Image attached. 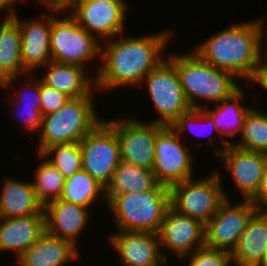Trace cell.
<instances>
[{
  "label": "cell",
  "mask_w": 267,
  "mask_h": 266,
  "mask_svg": "<svg viewBox=\"0 0 267 266\" xmlns=\"http://www.w3.org/2000/svg\"><path fill=\"white\" fill-rule=\"evenodd\" d=\"M157 183L152 170L121 161L105 187V200L108 202L114 196L123 193L146 192Z\"/></svg>",
  "instance_id": "obj_26"
},
{
  "label": "cell",
  "mask_w": 267,
  "mask_h": 266,
  "mask_svg": "<svg viewBox=\"0 0 267 266\" xmlns=\"http://www.w3.org/2000/svg\"><path fill=\"white\" fill-rule=\"evenodd\" d=\"M158 235L161 252L168 262L170 252L178 261L205 246V225L197 219L179 213L171 206L165 212Z\"/></svg>",
  "instance_id": "obj_14"
},
{
  "label": "cell",
  "mask_w": 267,
  "mask_h": 266,
  "mask_svg": "<svg viewBox=\"0 0 267 266\" xmlns=\"http://www.w3.org/2000/svg\"><path fill=\"white\" fill-rule=\"evenodd\" d=\"M100 46L101 43L78 24L61 1H52L50 34L52 61L86 68L90 61L100 59Z\"/></svg>",
  "instance_id": "obj_6"
},
{
  "label": "cell",
  "mask_w": 267,
  "mask_h": 266,
  "mask_svg": "<svg viewBox=\"0 0 267 266\" xmlns=\"http://www.w3.org/2000/svg\"><path fill=\"white\" fill-rule=\"evenodd\" d=\"M192 178L169 188L170 206L179 213L201 221L204 225L215 215L220 204L230 196L223 187L220 171Z\"/></svg>",
  "instance_id": "obj_7"
},
{
  "label": "cell",
  "mask_w": 267,
  "mask_h": 266,
  "mask_svg": "<svg viewBox=\"0 0 267 266\" xmlns=\"http://www.w3.org/2000/svg\"><path fill=\"white\" fill-rule=\"evenodd\" d=\"M47 13L37 18L20 20L18 13L13 17L18 21L21 31V58L29 73L40 70L51 60L50 34L52 28V1H37ZM51 12V14H50ZM41 18V19H40Z\"/></svg>",
  "instance_id": "obj_15"
},
{
  "label": "cell",
  "mask_w": 267,
  "mask_h": 266,
  "mask_svg": "<svg viewBox=\"0 0 267 266\" xmlns=\"http://www.w3.org/2000/svg\"><path fill=\"white\" fill-rule=\"evenodd\" d=\"M255 85H259L267 92V64H259L253 78L249 81Z\"/></svg>",
  "instance_id": "obj_38"
},
{
  "label": "cell",
  "mask_w": 267,
  "mask_h": 266,
  "mask_svg": "<svg viewBox=\"0 0 267 266\" xmlns=\"http://www.w3.org/2000/svg\"><path fill=\"white\" fill-rule=\"evenodd\" d=\"M244 89L245 87L242 88L241 86L229 98L213 104L212 106L214 109L209 108V106L202 108L213 119L218 131L217 136H221L219 137V145L217 144L218 142L213 143L217 145V148L215 147L213 150L215 151L214 154L217 156V159L228 145L233 144L231 138L234 139L233 137L240 135L244 118L253 107V105L246 106V103H244V98L248 96L245 95Z\"/></svg>",
  "instance_id": "obj_18"
},
{
  "label": "cell",
  "mask_w": 267,
  "mask_h": 266,
  "mask_svg": "<svg viewBox=\"0 0 267 266\" xmlns=\"http://www.w3.org/2000/svg\"><path fill=\"white\" fill-rule=\"evenodd\" d=\"M144 82V83H143ZM155 112L152 122L171 126L183 113L191 109L181 86L175 65L166 58L143 79Z\"/></svg>",
  "instance_id": "obj_9"
},
{
  "label": "cell",
  "mask_w": 267,
  "mask_h": 266,
  "mask_svg": "<svg viewBox=\"0 0 267 266\" xmlns=\"http://www.w3.org/2000/svg\"><path fill=\"white\" fill-rule=\"evenodd\" d=\"M81 253L73 243L45 232L16 260L18 266H66Z\"/></svg>",
  "instance_id": "obj_23"
},
{
  "label": "cell",
  "mask_w": 267,
  "mask_h": 266,
  "mask_svg": "<svg viewBox=\"0 0 267 266\" xmlns=\"http://www.w3.org/2000/svg\"><path fill=\"white\" fill-rule=\"evenodd\" d=\"M25 1L26 0H0V12L6 10L5 12L7 13L5 14V16H14L17 14V11H15V7L17 6V4H23Z\"/></svg>",
  "instance_id": "obj_39"
},
{
  "label": "cell",
  "mask_w": 267,
  "mask_h": 266,
  "mask_svg": "<svg viewBox=\"0 0 267 266\" xmlns=\"http://www.w3.org/2000/svg\"><path fill=\"white\" fill-rule=\"evenodd\" d=\"M115 231L159 232L170 206V191L164 184L140 193L118 194L107 202Z\"/></svg>",
  "instance_id": "obj_4"
},
{
  "label": "cell",
  "mask_w": 267,
  "mask_h": 266,
  "mask_svg": "<svg viewBox=\"0 0 267 266\" xmlns=\"http://www.w3.org/2000/svg\"><path fill=\"white\" fill-rule=\"evenodd\" d=\"M264 20L262 17L256 18V26H257V33H258V60L259 64H267V26L263 22ZM266 36V37H264ZM266 43H265V42ZM264 42V43H263ZM265 46H264V45ZM263 47H266L265 49Z\"/></svg>",
  "instance_id": "obj_36"
},
{
  "label": "cell",
  "mask_w": 267,
  "mask_h": 266,
  "mask_svg": "<svg viewBox=\"0 0 267 266\" xmlns=\"http://www.w3.org/2000/svg\"><path fill=\"white\" fill-rule=\"evenodd\" d=\"M167 58L175 65L191 108H204L209 102L219 103L241 87L239 79L232 73L210 65L193 50L185 54H167Z\"/></svg>",
  "instance_id": "obj_3"
},
{
  "label": "cell",
  "mask_w": 267,
  "mask_h": 266,
  "mask_svg": "<svg viewBox=\"0 0 267 266\" xmlns=\"http://www.w3.org/2000/svg\"><path fill=\"white\" fill-rule=\"evenodd\" d=\"M109 244L123 266H167L161 252L159 235L153 232L115 231Z\"/></svg>",
  "instance_id": "obj_17"
},
{
  "label": "cell",
  "mask_w": 267,
  "mask_h": 266,
  "mask_svg": "<svg viewBox=\"0 0 267 266\" xmlns=\"http://www.w3.org/2000/svg\"><path fill=\"white\" fill-rule=\"evenodd\" d=\"M29 72L21 58V31L13 16L0 21V78L23 77Z\"/></svg>",
  "instance_id": "obj_25"
},
{
  "label": "cell",
  "mask_w": 267,
  "mask_h": 266,
  "mask_svg": "<svg viewBox=\"0 0 267 266\" xmlns=\"http://www.w3.org/2000/svg\"><path fill=\"white\" fill-rule=\"evenodd\" d=\"M42 154L65 178L82 170V152L79 143L54 144Z\"/></svg>",
  "instance_id": "obj_30"
},
{
  "label": "cell",
  "mask_w": 267,
  "mask_h": 266,
  "mask_svg": "<svg viewBox=\"0 0 267 266\" xmlns=\"http://www.w3.org/2000/svg\"><path fill=\"white\" fill-rule=\"evenodd\" d=\"M91 208L57 199L44 206L46 232L73 243L79 248V237L90 221Z\"/></svg>",
  "instance_id": "obj_19"
},
{
  "label": "cell",
  "mask_w": 267,
  "mask_h": 266,
  "mask_svg": "<svg viewBox=\"0 0 267 266\" xmlns=\"http://www.w3.org/2000/svg\"><path fill=\"white\" fill-rule=\"evenodd\" d=\"M45 232V214L0 217V252L14 253L17 260Z\"/></svg>",
  "instance_id": "obj_20"
},
{
  "label": "cell",
  "mask_w": 267,
  "mask_h": 266,
  "mask_svg": "<svg viewBox=\"0 0 267 266\" xmlns=\"http://www.w3.org/2000/svg\"><path fill=\"white\" fill-rule=\"evenodd\" d=\"M253 106L246 114L238 141L234 146L267 154V112Z\"/></svg>",
  "instance_id": "obj_29"
},
{
  "label": "cell",
  "mask_w": 267,
  "mask_h": 266,
  "mask_svg": "<svg viewBox=\"0 0 267 266\" xmlns=\"http://www.w3.org/2000/svg\"><path fill=\"white\" fill-rule=\"evenodd\" d=\"M230 254L232 266H267V214L251 217Z\"/></svg>",
  "instance_id": "obj_21"
},
{
  "label": "cell",
  "mask_w": 267,
  "mask_h": 266,
  "mask_svg": "<svg viewBox=\"0 0 267 266\" xmlns=\"http://www.w3.org/2000/svg\"><path fill=\"white\" fill-rule=\"evenodd\" d=\"M40 94H41V114L46 115L52 112H56L70 98L56 89L46 85L40 78Z\"/></svg>",
  "instance_id": "obj_35"
},
{
  "label": "cell",
  "mask_w": 267,
  "mask_h": 266,
  "mask_svg": "<svg viewBox=\"0 0 267 266\" xmlns=\"http://www.w3.org/2000/svg\"><path fill=\"white\" fill-rule=\"evenodd\" d=\"M78 24L100 43L124 33L126 0H62Z\"/></svg>",
  "instance_id": "obj_8"
},
{
  "label": "cell",
  "mask_w": 267,
  "mask_h": 266,
  "mask_svg": "<svg viewBox=\"0 0 267 266\" xmlns=\"http://www.w3.org/2000/svg\"><path fill=\"white\" fill-rule=\"evenodd\" d=\"M218 157L230 172L241 199L254 201L258 196L261 178L267 164V154L228 145Z\"/></svg>",
  "instance_id": "obj_16"
},
{
  "label": "cell",
  "mask_w": 267,
  "mask_h": 266,
  "mask_svg": "<svg viewBox=\"0 0 267 266\" xmlns=\"http://www.w3.org/2000/svg\"><path fill=\"white\" fill-rule=\"evenodd\" d=\"M0 87H3V80L0 78Z\"/></svg>",
  "instance_id": "obj_41"
},
{
  "label": "cell",
  "mask_w": 267,
  "mask_h": 266,
  "mask_svg": "<svg viewBox=\"0 0 267 266\" xmlns=\"http://www.w3.org/2000/svg\"><path fill=\"white\" fill-rule=\"evenodd\" d=\"M225 199L205 224V247L231 253L251 217L257 212L252 200Z\"/></svg>",
  "instance_id": "obj_13"
},
{
  "label": "cell",
  "mask_w": 267,
  "mask_h": 266,
  "mask_svg": "<svg viewBox=\"0 0 267 266\" xmlns=\"http://www.w3.org/2000/svg\"><path fill=\"white\" fill-rule=\"evenodd\" d=\"M93 103V96L71 98L56 112L43 115L36 152L43 153L54 144L79 143L104 120Z\"/></svg>",
  "instance_id": "obj_5"
},
{
  "label": "cell",
  "mask_w": 267,
  "mask_h": 266,
  "mask_svg": "<svg viewBox=\"0 0 267 266\" xmlns=\"http://www.w3.org/2000/svg\"><path fill=\"white\" fill-rule=\"evenodd\" d=\"M8 100H9L10 104H12L11 107L13 106L14 110H16L13 112H15V113L17 112L14 115L11 114V116L14 118V120L16 121V118H17V120L21 119V122L23 123L22 126H25V129H27L31 133H33V132L37 133L35 135H38L39 131L41 129V126H42L41 108H34V106L21 105L20 103H16L11 97L8 98ZM15 106L17 109L15 108ZM18 109L19 110L21 109V110L19 111ZM17 115H19V116L16 117Z\"/></svg>",
  "instance_id": "obj_34"
},
{
  "label": "cell",
  "mask_w": 267,
  "mask_h": 266,
  "mask_svg": "<svg viewBox=\"0 0 267 266\" xmlns=\"http://www.w3.org/2000/svg\"><path fill=\"white\" fill-rule=\"evenodd\" d=\"M60 199L86 208L99 201L107 205L105 188L83 169L66 178Z\"/></svg>",
  "instance_id": "obj_27"
},
{
  "label": "cell",
  "mask_w": 267,
  "mask_h": 266,
  "mask_svg": "<svg viewBox=\"0 0 267 266\" xmlns=\"http://www.w3.org/2000/svg\"><path fill=\"white\" fill-rule=\"evenodd\" d=\"M243 22L219 30L192 49L210 65L249 82L259 66L258 33L256 19Z\"/></svg>",
  "instance_id": "obj_2"
},
{
  "label": "cell",
  "mask_w": 267,
  "mask_h": 266,
  "mask_svg": "<svg viewBox=\"0 0 267 266\" xmlns=\"http://www.w3.org/2000/svg\"><path fill=\"white\" fill-rule=\"evenodd\" d=\"M257 212L267 214V164L263 171L258 196L253 201Z\"/></svg>",
  "instance_id": "obj_37"
},
{
  "label": "cell",
  "mask_w": 267,
  "mask_h": 266,
  "mask_svg": "<svg viewBox=\"0 0 267 266\" xmlns=\"http://www.w3.org/2000/svg\"><path fill=\"white\" fill-rule=\"evenodd\" d=\"M205 123V125H207V126H209V127H207V128H209L210 129V131H215V133H218V131H217V129H216V125L214 124V122H213V119L202 109V108H200V109H197V108H191L190 110H188L187 112H185V113H183L172 125H171V127L178 133V135L180 136V138L181 139H183V137L184 136H186V131H188V129L190 130V132H191V134H192V130L194 129V130H198V128L197 129H195V127H196V125L198 124V125H200V123L201 124H203V123ZM198 125H197V127H198ZM202 126V125H201ZM190 127V128H189ZM192 127V128H191ZM194 127V128H193ZM202 127H204V125L202 126ZM204 128H206V127H204ZM193 130V134H195V133H198V135L197 136H200L199 134L200 133H202V132H195ZM202 130V129H201ZM209 131V132H210ZM204 132V131H203ZM208 131H207V134H205V136L206 135H208V134H210V137H208L209 139H208V141H210L209 143H211L212 141H214V135H212V133L210 132L209 133ZM196 135V134H195ZM202 135V134H201ZM203 136V135H202ZM201 136V137H202ZM209 136V135H208ZM213 138H212V137Z\"/></svg>",
  "instance_id": "obj_32"
},
{
  "label": "cell",
  "mask_w": 267,
  "mask_h": 266,
  "mask_svg": "<svg viewBox=\"0 0 267 266\" xmlns=\"http://www.w3.org/2000/svg\"><path fill=\"white\" fill-rule=\"evenodd\" d=\"M79 145L82 152V169L105 188L121 162L116 131L103 120Z\"/></svg>",
  "instance_id": "obj_12"
},
{
  "label": "cell",
  "mask_w": 267,
  "mask_h": 266,
  "mask_svg": "<svg viewBox=\"0 0 267 266\" xmlns=\"http://www.w3.org/2000/svg\"><path fill=\"white\" fill-rule=\"evenodd\" d=\"M34 75L35 73L26 74L24 76V78L26 79H22L23 81L22 83L20 82V84L18 82L17 85L20 87L16 86V88H14L13 86L18 80H20V77L7 78L3 81L2 89H6V92L8 90V95L11 93L8 97H11L16 103H20L21 105L34 106V108H41L40 77H37V79H35ZM10 88L13 90V92Z\"/></svg>",
  "instance_id": "obj_31"
},
{
  "label": "cell",
  "mask_w": 267,
  "mask_h": 266,
  "mask_svg": "<svg viewBox=\"0 0 267 266\" xmlns=\"http://www.w3.org/2000/svg\"><path fill=\"white\" fill-rule=\"evenodd\" d=\"M32 214H45L32 182L4 178L0 187V217L14 218Z\"/></svg>",
  "instance_id": "obj_24"
},
{
  "label": "cell",
  "mask_w": 267,
  "mask_h": 266,
  "mask_svg": "<svg viewBox=\"0 0 267 266\" xmlns=\"http://www.w3.org/2000/svg\"><path fill=\"white\" fill-rule=\"evenodd\" d=\"M187 147L185 141H182L171 126H164L157 133L152 172L158 183L170 188L177 183L195 178L192 164L194 156Z\"/></svg>",
  "instance_id": "obj_11"
},
{
  "label": "cell",
  "mask_w": 267,
  "mask_h": 266,
  "mask_svg": "<svg viewBox=\"0 0 267 266\" xmlns=\"http://www.w3.org/2000/svg\"><path fill=\"white\" fill-rule=\"evenodd\" d=\"M135 115L104 120L116 131L121 161L152 170L157 133L165 125L150 120L140 121Z\"/></svg>",
  "instance_id": "obj_10"
},
{
  "label": "cell",
  "mask_w": 267,
  "mask_h": 266,
  "mask_svg": "<svg viewBox=\"0 0 267 266\" xmlns=\"http://www.w3.org/2000/svg\"><path fill=\"white\" fill-rule=\"evenodd\" d=\"M38 163L34 172L32 185L38 200L45 206L48 202L61 198L66 178L57 168L42 154L38 153Z\"/></svg>",
  "instance_id": "obj_28"
},
{
  "label": "cell",
  "mask_w": 267,
  "mask_h": 266,
  "mask_svg": "<svg viewBox=\"0 0 267 266\" xmlns=\"http://www.w3.org/2000/svg\"><path fill=\"white\" fill-rule=\"evenodd\" d=\"M171 32L161 30L135 37L122 33L101 42V63L94 74L96 90L106 94L119 87L140 86L144 77L167 58L162 51L172 38Z\"/></svg>",
  "instance_id": "obj_1"
},
{
  "label": "cell",
  "mask_w": 267,
  "mask_h": 266,
  "mask_svg": "<svg viewBox=\"0 0 267 266\" xmlns=\"http://www.w3.org/2000/svg\"><path fill=\"white\" fill-rule=\"evenodd\" d=\"M182 259L183 261L188 259L187 266H232L230 252L205 246L196 249L189 255L183 256L180 258L181 262Z\"/></svg>",
  "instance_id": "obj_33"
},
{
  "label": "cell",
  "mask_w": 267,
  "mask_h": 266,
  "mask_svg": "<svg viewBox=\"0 0 267 266\" xmlns=\"http://www.w3.org/2000/svg\"><path fill=\"white\" fill-rule=\"evenodd\" d=\"M36 1H62V0H36Z\"/></svg>",
  "instance_id": "obj_40"
},
{
  "label": "cell",
  "mask_w": 267,
  "mask_h": 266,
  "mask_svg": "<svg viewBox=\"0 0 267 266\" xmlns=\"http://www.w3.org/2000/svg\"><path fill=\"white\" fill-rule=\"evenodd\" d=\"M41 75V80L48 86L66 94L70 99L86 96H94L98 92L95 87V80L84 68L75 64H61L50 61ZM96 90V91H95Z\"/></svg>",
  "instance_id": "obj_22"
}]
</instances>
